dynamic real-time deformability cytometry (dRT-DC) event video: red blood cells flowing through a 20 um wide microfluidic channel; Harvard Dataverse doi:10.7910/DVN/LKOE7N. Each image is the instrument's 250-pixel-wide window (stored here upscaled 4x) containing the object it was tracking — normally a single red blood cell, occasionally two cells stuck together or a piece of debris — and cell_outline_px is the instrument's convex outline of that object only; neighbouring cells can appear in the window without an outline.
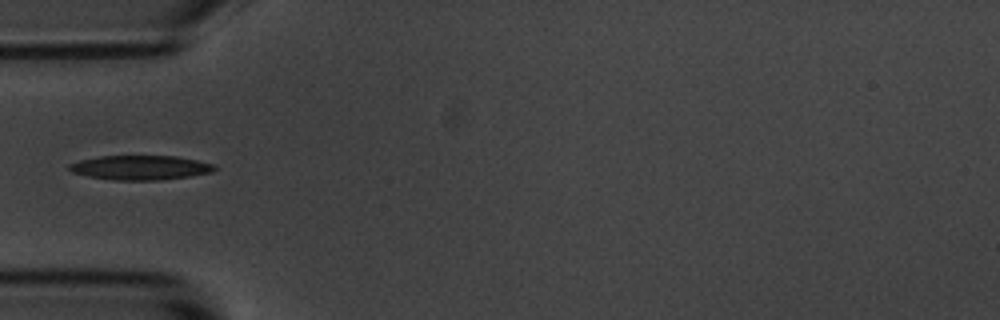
{"species": "common noctule bat (a hibernating species)", "species_latin": "Nyctalus noctula", "temperature_condition": "room temperature", "stored_images_in_passage": 6, "camera_frame_rate_fps": 3000, "um_per_image_px": 0.085, "animal": {"sex": "male", "body_mass_g": 20.1, "forearm_length_mm": 53.5}, "frame": {"image": 1, "passage_image": 6, "time_ms": 6.0, "image_size_px": [1000, 320], "cell_outline_px": [[216, 168], [212, 172], [188, 176], [160, 180], [116, 180], [88, 176], [72, 172], [68, 168], [68, 164], [80, 160], [100, 156], [176, 156], [216, 164]], "centroid_in_image_um": [11.93, 14.24], "position_along_channel_um": 73.1, "area_um2": 20.58}}